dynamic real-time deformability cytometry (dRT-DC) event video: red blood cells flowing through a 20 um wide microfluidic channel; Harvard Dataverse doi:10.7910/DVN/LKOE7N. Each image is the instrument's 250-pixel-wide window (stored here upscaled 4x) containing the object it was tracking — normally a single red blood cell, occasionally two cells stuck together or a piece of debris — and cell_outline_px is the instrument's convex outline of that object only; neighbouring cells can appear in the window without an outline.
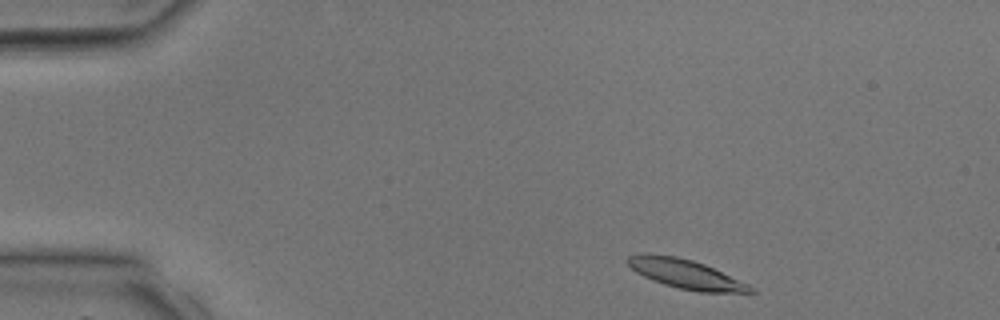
{"species": "common noctule bat (a hibernating species)", "species_latin": "Nyctalus noctula", "temperature_condition": "room temperature", "stored_images_in_passage": 24, "camera_frame_rate_fps": 3000, "um_per_image_px": 0.085, "animal": {"sex": "male", "body_mass_g": 17.9, "forearm_length_mm": 54.2}, "frame": {"image": 1, "passage_image": 2, "time_ms": 0.333, "image_size_px": [1000, 320], "cell_outline_px": [[756, 292], [700, 292], [680, 288], [664, 284], [652, 280], [636, 272], [624, 260], [628, 256], [644, 252], [648, 252], [676, 256], [692, 260], [704, 264], [748, 284], [756, 288]], "centroid_in_image_um": [58.23, 23.27], "position_along_channel_um": 26.8, "area_um2": 20.87}}
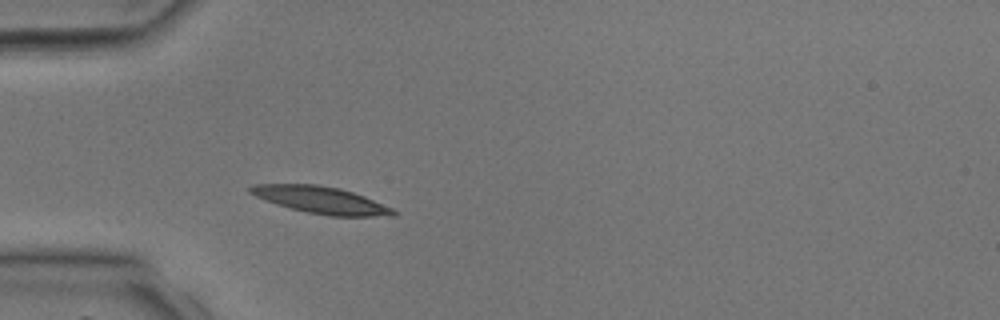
{"frame": {"image": 2, "passage_image": 8, "time_ms": 2.333, "image_size_px": [1000, 320], "cell_outline_px": [[400, 212], [396, 216], [328, 216], [308, 212], [276, 204], [256, 196], [248, 192], [248, 188], [252, 184], [316, 184], [340, 188], [364, 196], [392, 208]], "centroid_in_image_um": [27.31, 17.0], "position_along_channel_um": 57.7, "area_um2": 22.43}}